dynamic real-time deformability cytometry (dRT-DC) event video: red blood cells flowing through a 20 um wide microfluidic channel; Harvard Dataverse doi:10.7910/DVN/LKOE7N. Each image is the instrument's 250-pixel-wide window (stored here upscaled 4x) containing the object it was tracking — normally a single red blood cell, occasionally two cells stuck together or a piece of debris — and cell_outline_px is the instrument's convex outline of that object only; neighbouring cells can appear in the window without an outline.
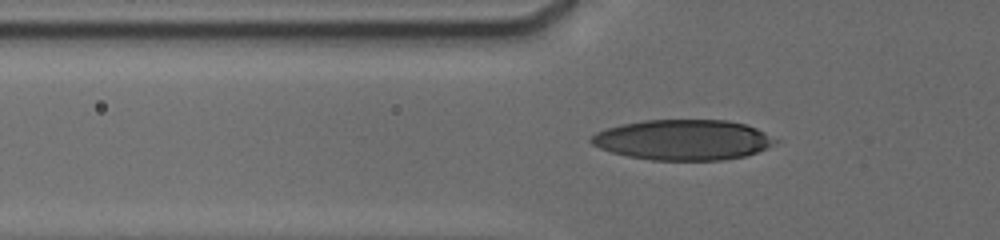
{"species": "human", "species_latin": "Homo sapiens", "temperature_condition": "cold", "stored_images_in_passage": 51, "camera_frame_rate_fps": 3000, "um_per_image_px": 0.085, "donor": {"sex": "male"}, "frame": {"image": 1, "passage_image": 14, "time_ms": 6.333, "image_size_px": [1000, 240], "cell_outline_px": [[780, 140], [768, 148], [744, 156], [720, 160], [652, 160], [628, 156], [612, 152], [600, 148], [592, 144], [588, 140], [596, 132], [620, 124], [644, 120], [728, 120], [748, 124]], "centroid_in_image_um": [58.08, 11.88], "position_along_channel_um": 67.7, "area_um2": 43.41}}
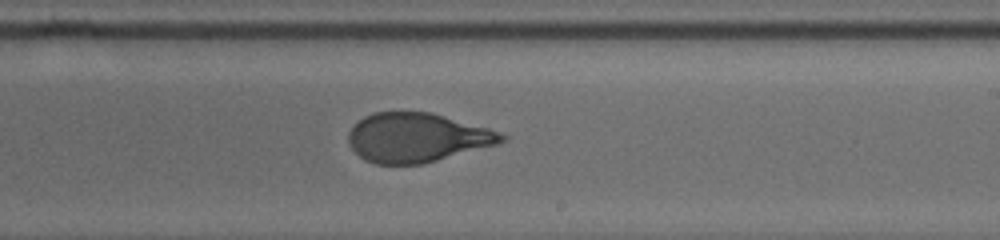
{"frame": {"image": 2, "passage_image": 29, "time_ms": 11.333, "image_size_px": [1000, 240], "cell_outline_px": [[508, 136], [504, 140], [496, 144], [424, 164], [376, 164], [364, 160], [348, 144], [348, 132], [364, 116], [372, 112], [428, 112], [488, 128]], "centroid_in_image_um": [35.4, 11.7], "position_along_channel_um": 253.6, "area_um2": 43.47}}
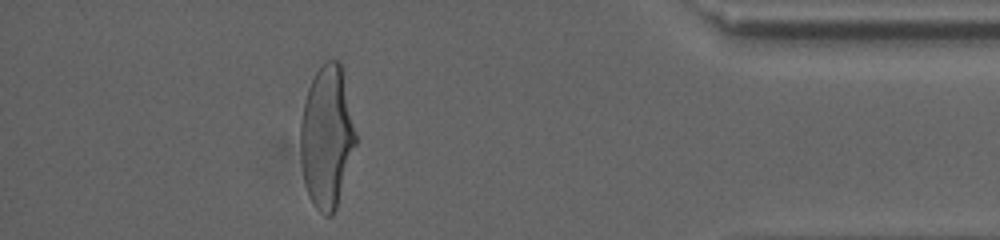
{"frame": {"image": 3, "passage_image": 45, "time_ms": 16.333, "image_size_px": [1000, 240], "cell_outline_px": [[356, 144], [336, 208], [332, 216], [324, 216], [312, 204], [304, 180], [300, 152], [300, 124], [304, 100], [308, 88], [316, 72], [324, 60], [340, 60], [356, 132]], "centroid_in_image_um": [27.77, 11.62], "position_along_channel_um": 407.4, "area_um2": 45.72}, "authors_computed_cell_mechanics": {"area_um2": 44.2748, "velocity_mm_per_s": 3.7954, "shape_relaxation_time_tau1_ms": 5.0774, "shape_relaxation_time_tau2_ms": null, "deformation_change_tau1": 0.199, "deformation_change_tau2": null}}